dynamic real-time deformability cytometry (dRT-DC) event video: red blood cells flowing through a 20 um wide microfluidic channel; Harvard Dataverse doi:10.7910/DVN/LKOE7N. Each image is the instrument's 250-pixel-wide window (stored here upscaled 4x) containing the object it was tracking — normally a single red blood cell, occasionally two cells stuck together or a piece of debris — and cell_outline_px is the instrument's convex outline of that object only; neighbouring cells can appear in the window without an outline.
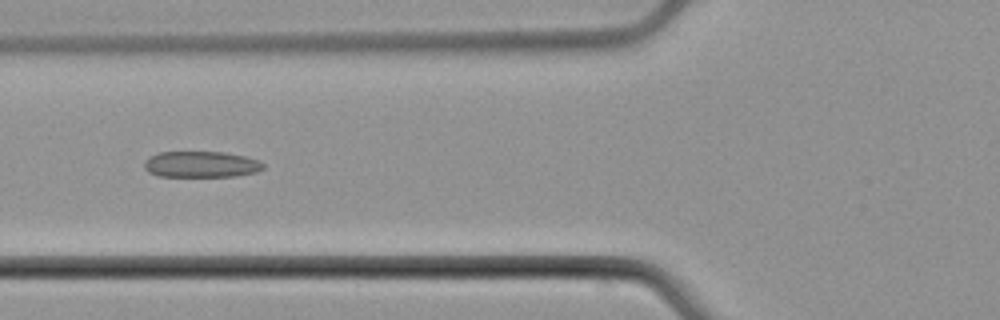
{"species": "common noctule bat (a hibernating species)", "species_latin": "Nyctalus noctula", "temperature_condition": "cold", "stored_images_in_passage": 6, "camera_frame_rate_fps": 3000, "um_per_image_px": 0.085, "animal": {"sex": "male", "body_mass_g": 21.5, "forearm_length_mm": 52.0}, "frame": {"image": 1, "passage_image": 6, "time_ms": 6.0, "image_size_px": [1000, 320], "cell_outline_px": [[264, 168], [256, 172], [236, 176], [156, 176], [148, 172], [144, 168], [144, 160], [156, 152], [224, 152], [244, 156], [260, 160], [264, 164]], "centroid_in_image_um": [17.07, 13.97], "position_along_channel_um": 108.7, "area_um2": 18.26}}